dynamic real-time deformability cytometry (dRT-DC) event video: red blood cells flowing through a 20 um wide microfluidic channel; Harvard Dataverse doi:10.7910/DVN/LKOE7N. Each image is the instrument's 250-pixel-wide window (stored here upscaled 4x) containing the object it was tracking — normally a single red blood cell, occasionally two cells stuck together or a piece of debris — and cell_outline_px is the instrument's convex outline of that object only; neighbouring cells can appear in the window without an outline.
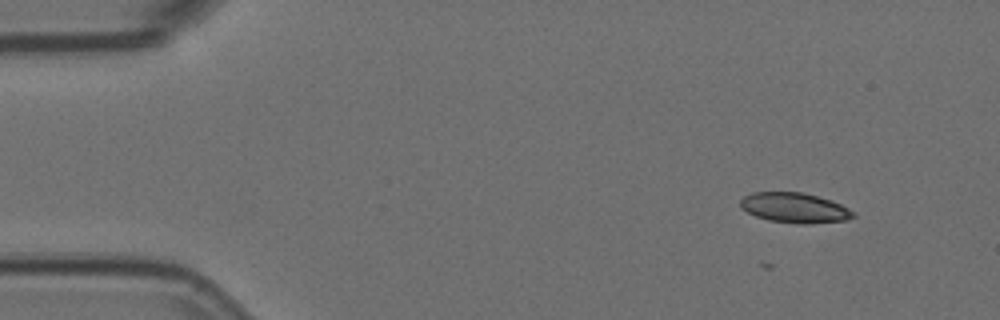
{"species": "Egyptian fruit bat (a non-hibernating species)", "species_latin": "Rousettus aegyptiacus", "temperature_condition": "room temperature", "stored_images_in_passage": 50, "camera_frame_rate_fps": 3000, "um_per_image_px": 0.085, "animal": {"sex": "female"}, "frame": {"image": 1, "passage_image": 1, "time_ms": 0.0, "image_size_px": [1000, 320], "cell_outline_px": [[856, 216], [844, 220], [812, 224], [796, 224], [768, 220], [756, 216], [740, 208], [740, 200], [744, 196], [752, 192], [804, 192], [832, 200], [856, 212]], "centroid_in_image_um": [67.55, 17.66], "position_along_channel_um": 17.4, "area_um2": 20.0}}
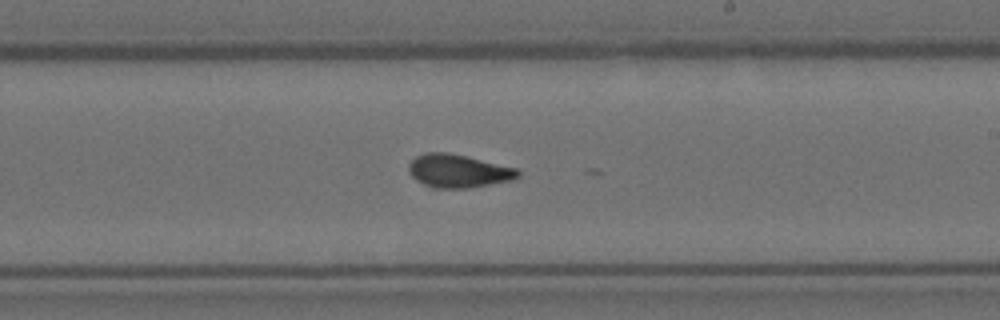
{"frame": {"image": 2, "passage_image": 28, "time_ms": 9.0, "image_size_px": [1000, 320], "cell_outline_px": [[520, 176], [516, 180], [468, 188], [432, 188], [416, 180], [408, 172], [408, 164], [416, 156], [428, 152], [448, 152], [516, 168], [520, 172]], "centroid_in_image_um": [38.96, 14.54], "position_along_channel_um": 250.0, "area_um2": 21.21}}
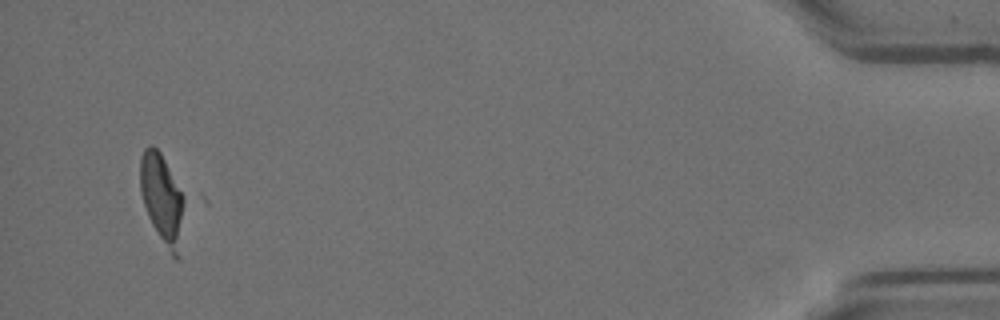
{"frame": {"image": 3, "passage_image": 49, "time_ms": 16.0, "image_size_px": [1000, 320], "cell_outline_px": [[188, 200], [180, 256], [176, 260], [172, 256], [152, 224], [148, 216], [140, 192], [140, 156], [144, 148], [148, 144], [152, 144], [160, 152], [188, 196]], "centroid_in_image_um": [13.87, 16.91], "position_along_channel_um": 421.3, "area_um2": 24.39}}